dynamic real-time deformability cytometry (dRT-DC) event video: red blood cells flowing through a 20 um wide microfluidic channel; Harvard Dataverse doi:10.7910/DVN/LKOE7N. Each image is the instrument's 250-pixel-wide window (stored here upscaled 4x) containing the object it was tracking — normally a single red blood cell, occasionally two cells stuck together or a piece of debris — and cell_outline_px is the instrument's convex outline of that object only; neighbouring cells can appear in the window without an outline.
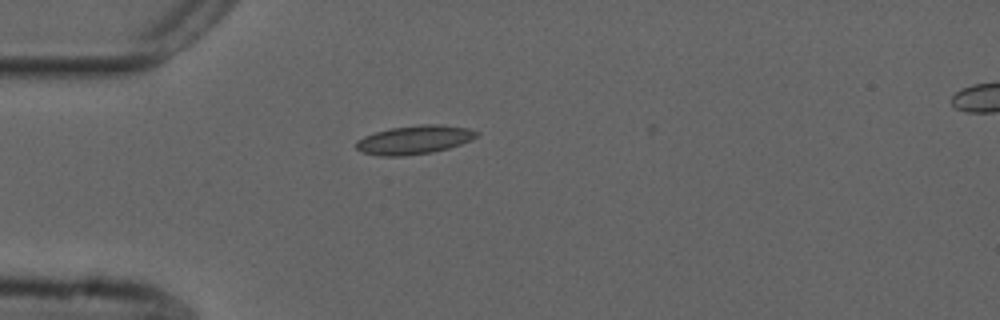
{"species": "common noctule bat (a hibernating species)", "species_latin": "Nyctalus noctula", "temperature_condition": "cold", "stored_images_in_passage": 41, "camera_frame_rate_fps": 3000, "um_per_image_px": 0.085, "animal": {"sex": "male", "forearm_length_mm": 52.5}, "frame": {"image": 1, "passage_image": 1, "time_ms": 0.0, "image_size_px": [1000, 320], "cell_outline_px": [[480, 132], [472, 140], [448, 148], [432, 152], [404, 156], [380, 156], [364, 152], [356, 148], [356, 140], [364, 136], [376, 132], [392, 128], [420, 124], [440, 124], [468, 128]], "centroid_in_image_um": [35.23, 11.88], "position_along_channel_um": 49.8, "area_um2": 20.06}}
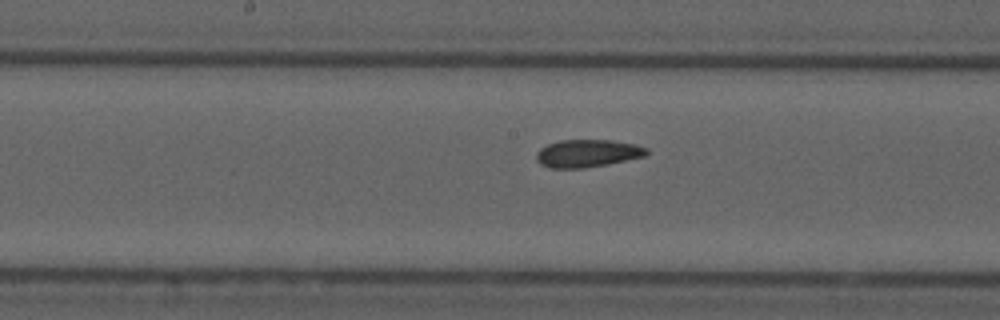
{"frame": {"image": 2, "passage_image": 14, "time_ms": 4.333, "image_size_px": [1000, 320], "cell_outline_px": [[648, 152], [644, 156], [608, 164], [584, 168], [548, 168], [540, 164], [536, 160], [536, 152], [540, 148], [548, 144], [560, 140], [612, 140], [636, 144], [648, 148]], "centroid_in_image_um": [49.91, 13.03], "position_along_channel_um": 198.3, "area_um2": 17.86}}
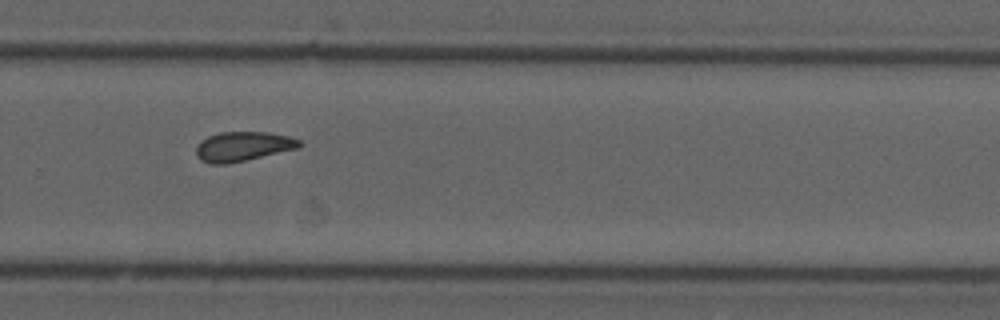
{"frame": {"image": 3, "passage_image": 23, "time_ms": 7.333, "image_size_px": [1000, 320], "cell_outline_px": [[304, 144], [300, 148], [228, 164], [212, 164], [200, 160], [196, 156], [196, 148], [200, 140], [208, 136], [220, 132], [268, 132], [288, 136], [300, 140]], "centroid_in_image_um": [20.66, 12.45], "position_along_channel_um": 309.1, "area_um2": 17.98}, "authors_computed_cell_mechanics": {"area_um2": 17.9758, "velocity_mm_per_s": 3.7173, "shape_relaxation_time_tau1_ms": null, "shape_relaxation_time_tau2_ms": 4.3022, "deformation_change_tau1": null, "deformation_change_tau2": 0.1057}}